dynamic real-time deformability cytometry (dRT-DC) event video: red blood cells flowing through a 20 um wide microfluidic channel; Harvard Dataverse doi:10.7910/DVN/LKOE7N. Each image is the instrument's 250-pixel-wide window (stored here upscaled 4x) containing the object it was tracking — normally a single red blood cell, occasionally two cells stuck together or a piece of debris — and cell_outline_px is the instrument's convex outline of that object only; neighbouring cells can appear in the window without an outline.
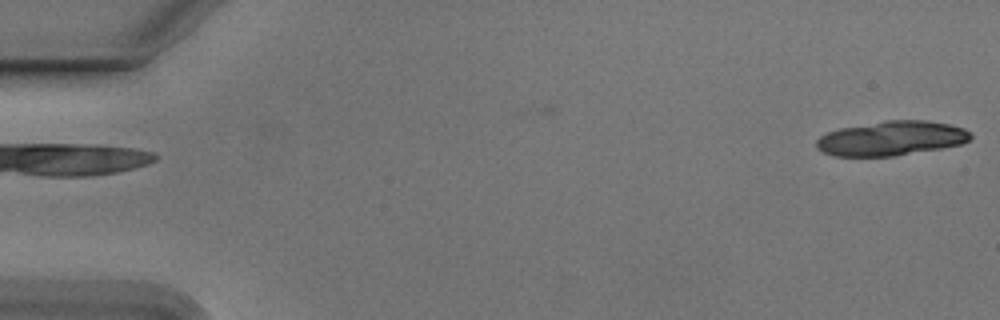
{"species": "Egyptian fruit bat (a non-hibernating species)", "species_latin": "Rousettus aegyptiacus", "temperature_condition": "cold", "stored_images_in_passage": 19, "camera_frame_rate_fps": 3000, "um_per_image_px": 0.085, "animal": {"sex": "male"}, "frame": {"image": 1, "passage_image": 1, "time_ms": 0.0, "image_size_px": [1000, 320], "cell_outline_px": [[972, 136], [968, 140], [960, 144], [940, 148], [892, 156], [832, 156], [816, 148], [816, 140], [820, 136], [828, 132], [840, 128], [884, 120], [928, 120], [948, 124], [964, 128]], "centroid_in_image_um": [75.72, 11.75], "position_along_channel_um": 9.3, "area_um2": 30.81}}